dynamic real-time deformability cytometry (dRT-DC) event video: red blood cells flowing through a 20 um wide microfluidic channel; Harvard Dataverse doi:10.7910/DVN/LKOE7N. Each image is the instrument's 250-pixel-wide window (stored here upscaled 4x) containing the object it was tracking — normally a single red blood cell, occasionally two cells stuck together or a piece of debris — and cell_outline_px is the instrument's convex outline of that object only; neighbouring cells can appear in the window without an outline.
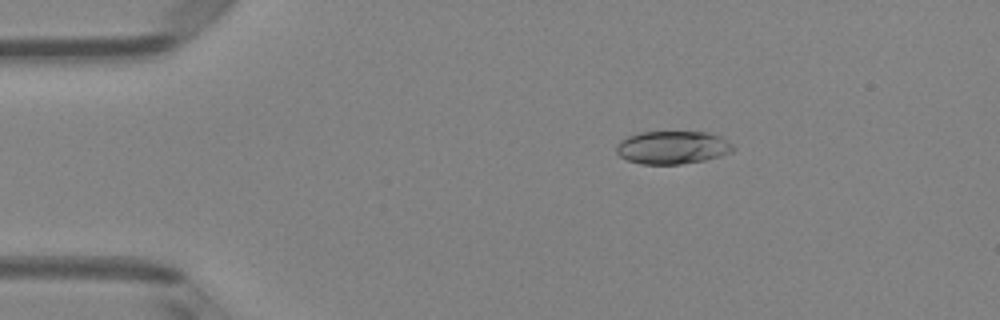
{"species": "Egyptian fruit bat (a non-hibernating species)", "species_latin": "Rousettus aegyptiacus", "temperature_condition": "room temperature", "stored_images_in_passage": 46, "camera_frame_rate_fps": 3000, "um_per_image_px": 0.085, "animal": {"sex": "female"}, "frame": {"image": 1, "passage_image": 4, "time_ms": 1.0, "image_size_px": [1000, 320], "cell_outline_px": [[736, 148], [732, 152], [720, 156], [704, 160], [680, 164], [640, 164], [628, 160], [620, 156], [616, 152], [616, 144], [620, 140], [628, 136], [640, 132], [708, 132], [720, 136], [728, 140]], "centroid_in_image_um": [57.17, 12.53], "position_along_channel_um": 27.8, "area_um2": 22.6}}
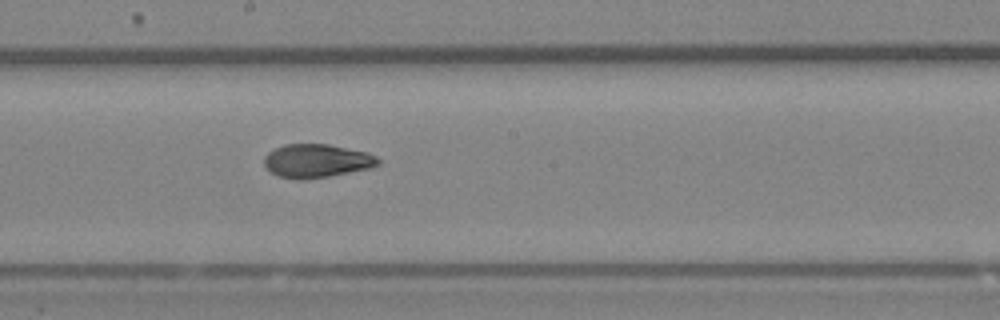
{"frame": {"image": 2, "passage_image": 23, "time_ms": 7.333, "image_size_px": [1000, 320], "cell_outline_px": [[380, 164], [372, 168], [328, 176], [304, 180], [296, 180], [280, 176], [272, 172], [264, 164], [264, 156], [268, 152], [284, 144], [328, 144], [368, 152], [376, 156], [380, 160]], "centroid_in_image_um": [26.94, 13.67], "position_along_channel_um": 221.3, "area_um2": 22.31}}
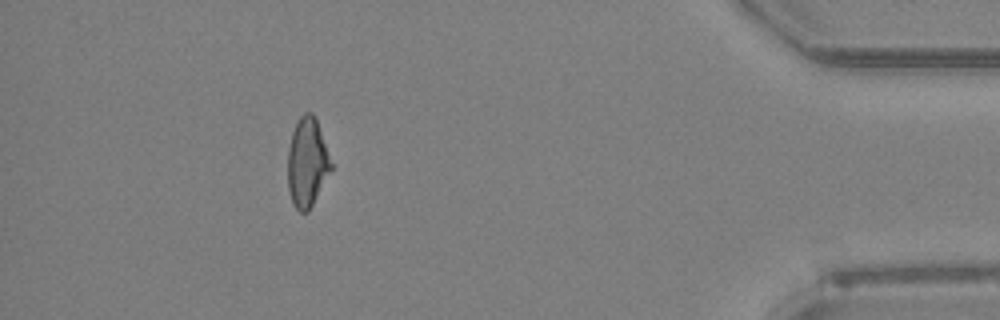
{"frame": {"image": 3, "passage_image": 41, "time_ms": 13.333, "image_size_px": [1000, 320], "cell_outline_px": [[332, 168], [308, 212], [300, 212], [292, 204], [288, 188], [288, 148], [292, 132], [300, 116], [304, 112], [312, 112], [316, 116], [332, 164]], "centroid_in_image_um": [26.1, 13.79], "position_along_channel_um": 409.1, "area_um2": 22.43}, "authors_computed_cell_mechanics": {"area_um2": 22.5709, "velocity_mm_per_s": 4.0077, "shape_relaxation_time_tau1_ms": null, "shape_relaxation_time_tau2_ms": 1.8231, "deformation_change_tau1": null, "deformation_change_tau2": 0.0764}}